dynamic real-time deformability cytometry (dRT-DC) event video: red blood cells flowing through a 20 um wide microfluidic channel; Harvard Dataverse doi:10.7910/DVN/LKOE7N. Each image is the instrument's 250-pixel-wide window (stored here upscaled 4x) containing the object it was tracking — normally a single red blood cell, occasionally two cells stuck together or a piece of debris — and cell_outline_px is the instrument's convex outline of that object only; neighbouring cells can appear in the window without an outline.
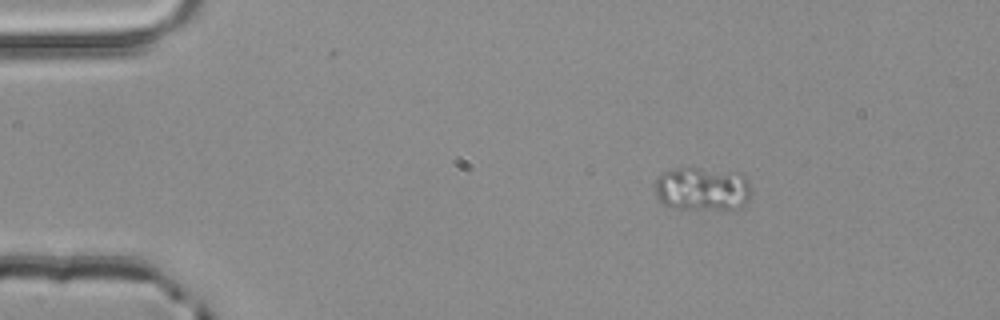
{"species": "common noctule bat (a hibernating species)", "species_latin": "Nyctalus noctula", "temperature_condition": "room temperature", "stored_images_in_passage": 3, "camera_frame_rate_fps": 3000, "um_per_image_px": 0.085, "animal": {"sex": "male", "body_mass_g": 20.4}, "frame": {"image": 1, "passage_image": 1, "time_ms": 0.0, "image_size_px": [1000, 320], "cell_outline_px": [[752, 192], [748, 200], [736, 208], [672, 208], [664, 204], [656, 196], [656, 176], [660, 172], [680, 168], [696, 168], [740, 172], [748, 180]], "centroid_in_image_um": [59.69, 16.02], "position_along_channel_um": 25.3, "area_um2": 24.39}}
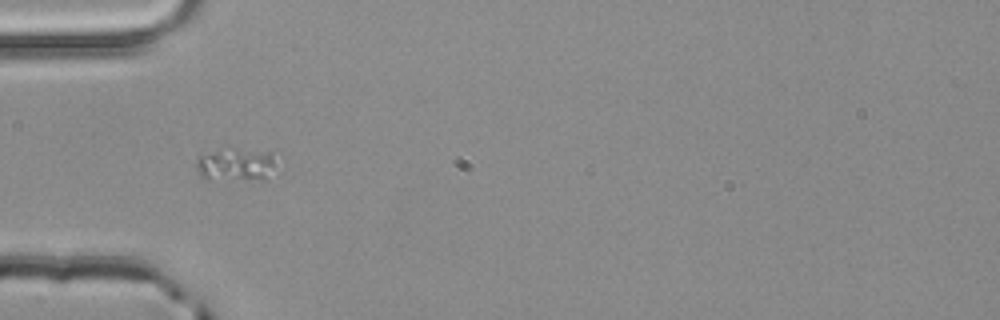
{"frame": {"image": 2, "passage_image": 3, "time_ms": 0.667, "image_size_px": [1000, 320], "cell_outline_px": [[276, 168], [268, 180], [208, 180], [200, 176], [196, 168], [196, 160], [200, 156], [216, 152], [236, 148], [268, 152], [276, 164]], "centroid_in_image_um": [20.08, 14.05], "position_along_channel_um": 64.9, "area_um2": 15.49}}